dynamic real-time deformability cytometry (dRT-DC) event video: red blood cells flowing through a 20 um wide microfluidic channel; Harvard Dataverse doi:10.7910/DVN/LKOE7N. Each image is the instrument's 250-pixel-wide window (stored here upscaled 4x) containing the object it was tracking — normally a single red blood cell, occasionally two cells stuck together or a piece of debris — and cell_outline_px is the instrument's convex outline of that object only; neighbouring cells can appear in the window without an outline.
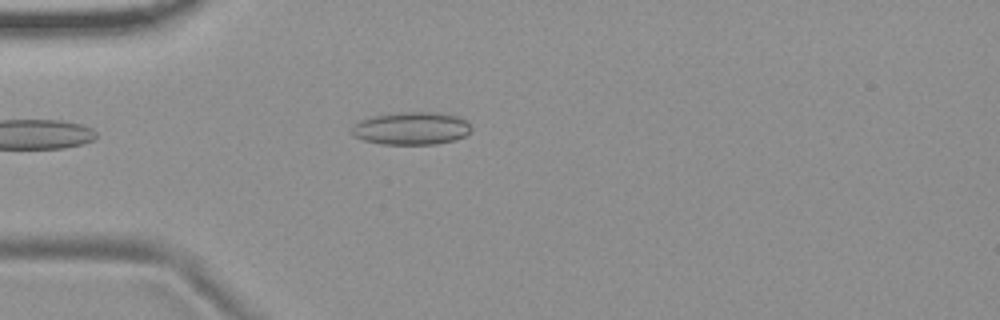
{"species": "common noctule bat (a hibernating species)", "species_latin": "Nyctalus noctula", "temperature_condition": "room temperature", "stored_images_in_passage": 6, "camera_frame_rate_fps": 3000, "um_per_image_px": 0.085, "animal": {"sex": "female", "body_mass_g": 19.9}, "frame": {"image": 1, "passage_image": 1, "time_ms": 0.0, "image_size_px": [1000, 320], "cell_outline_px": [[472, 128], [464, 136], [456, 140], [436, 144], [380, 144], [364, 140], [352, 136], [352, 128], [360, 120], [368, 116], [396, 112], [432, 112], [456, 116], [468, 120]], "centroid_in_image_um": [34.96, 10.91], "position_along_channel_um": 50.0, "area_um2": 23.0}}